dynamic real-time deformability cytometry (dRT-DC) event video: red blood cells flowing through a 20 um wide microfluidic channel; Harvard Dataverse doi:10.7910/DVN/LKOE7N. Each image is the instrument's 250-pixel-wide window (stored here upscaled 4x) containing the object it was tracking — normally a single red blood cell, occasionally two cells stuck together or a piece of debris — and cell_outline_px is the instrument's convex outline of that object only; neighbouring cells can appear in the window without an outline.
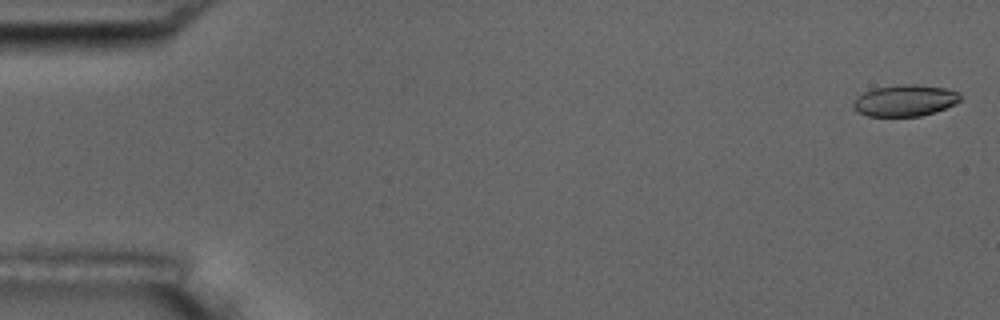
{"species": "common noctule bat (a hibernating species)", "species_latin": "Nyctalus noctula", "temperature_condition": "room temperature", "stored_images_in_passage": 4, "camera_frame_rate_fps": 3000, "um_per_image_px": 0.085, "animal": {"sex": "male", "body_mass_g": 17.5, "forearm_length_mm": 52.3}, "frame": {"image": 1, "passage_image": 1, "time_ms": 0.0, "image_size_px": [1000, 320], "cell_outline_px": [[960, 100], [956, 104], [936, 112], [920, 116], [868, 116], [856, 112], [852, 108], [852, 104], [856, 96], [864, 92], [876, 88], [900, 84], [916, 84], [944, 88], [960, 92]], "centroid_in_image_um": [76.91, 8.55], "position_along_channel_um": 8.1, "area_um2": 19.83}}